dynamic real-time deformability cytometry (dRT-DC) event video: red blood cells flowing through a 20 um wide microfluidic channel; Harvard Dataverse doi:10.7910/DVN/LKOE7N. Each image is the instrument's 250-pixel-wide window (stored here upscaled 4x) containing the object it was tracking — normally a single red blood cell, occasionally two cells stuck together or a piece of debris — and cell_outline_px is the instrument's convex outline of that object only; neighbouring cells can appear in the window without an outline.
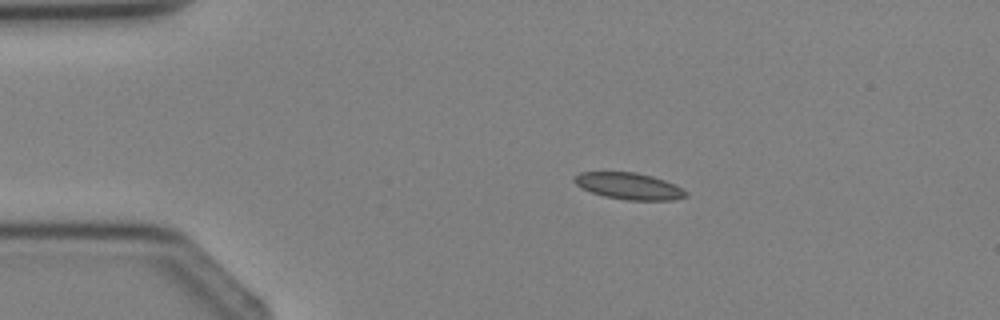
{"species": "Egyptian fruit bat (a non-hibernating species)", "species_latin": "Rousettus aegyptiacus", "temperature_condition": "cold", "stored_images_in_passage": 3, "camera_frame_rate_fps": 3000, "um_per_image_px": 0.085, "animal": {"sex": "female"}, "frame": {"image": 1, "passage_image": 2, "time_ms": 1.333, "image_size_px": [1000, 320], "cell_outline_px": [[688, 196], [672, 200], [628, 200], [604, 196], [580, 188], [572, 180], [580, 172], [636, 172], [652, 176], [664, 180], [688, 192]], "centroid_in_image_um": [53.44, 15.82], "position_along_channel_um": 31.6, "area_um2": 17.17}}